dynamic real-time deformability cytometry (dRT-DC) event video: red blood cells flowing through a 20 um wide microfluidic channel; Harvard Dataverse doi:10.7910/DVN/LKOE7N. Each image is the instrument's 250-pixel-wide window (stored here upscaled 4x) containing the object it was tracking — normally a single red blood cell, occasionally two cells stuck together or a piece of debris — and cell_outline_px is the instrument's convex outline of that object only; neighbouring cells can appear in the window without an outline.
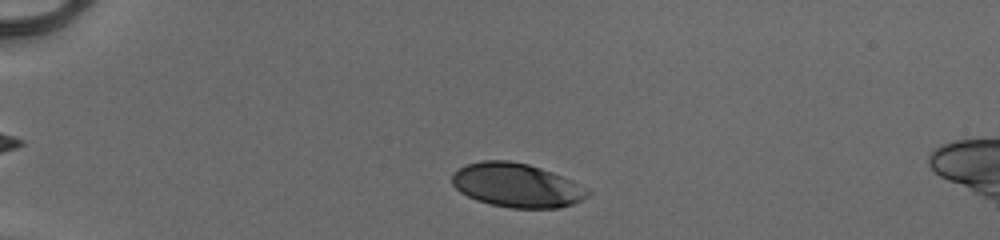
{"species": "human", "species_latin": "Homo sapiens", "temperature_condition": "cold", "stored_images_in_passage": 36, "camera_frame_rate_fps": 3000, "um_per_image_px": 0.085, "donor": {"sex": "male"}, "frame": {"image": 1, "passage_image": 5, "time_ms": 1.333, "image_size_px": [1000, 240], "cell_outline_px": [[592, 192], [588, 196], [572, 204], [560, 208], [508, 208], [488, 204], [476, 200], [460, 192], [452, 184], [452, 172], [464, 164], [480, 160], [508, 160], [528, 164], [552, 172]], "centroid_in_image_um": [43.84, 15.75], "position_along_channel_um": 41.2, "area_um2": 34.74}}
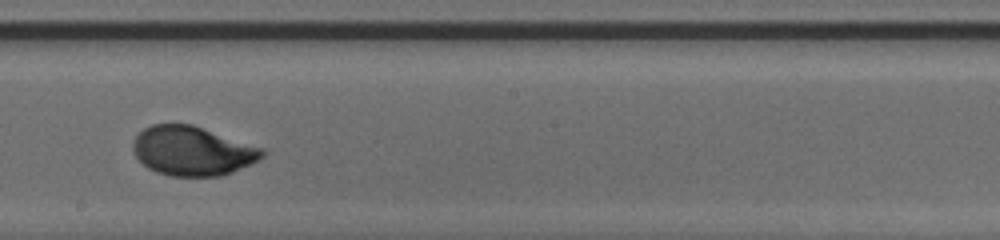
{"frame": {"image": 2, "passage_image": 23, "time_ms": 7.333, "image_size_px": [1000, 240], "cell_outline_px": [[264, 156], [260, 160], [252, 164], [232, 172], [220, 176], [168, 176], [156, 172], [148, 168], [136, 156], [132, 148], [132, 144], [136, 136], [144, 128], [152, 124], [192, 124], [264, 148]], "centroid_in_image_um": [16.37, 12.83], "position_along_channel_um": 231.8, "area_um2": 37.22}}
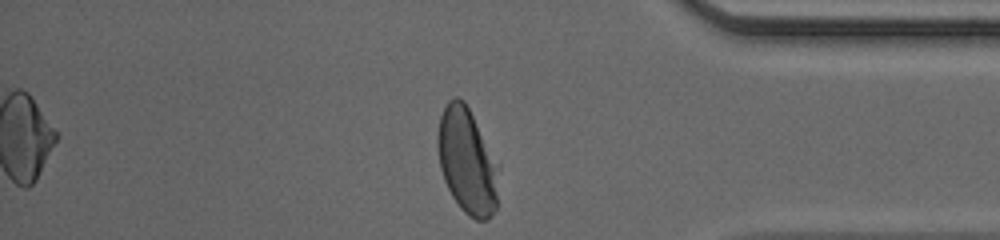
{"frame": {"image": 3, "passage_image": 36, "time_ms": 11.667, "image_size_px": [1000, 240], "cell_outline_px": [[500, 168], [496, 208], [488, 220], [476, 220], [468, 216], [460, 208], [452, 196], [444, 180], [440, 168], [436, 144], [436, 140], [440, 116], [448, 100], [456, 96], [464, 100], [500, 164]], "centroid_in_image_um": [39.72, 13.7], "position_along_channel_um": 395.5, "area_um2": 38.21}, "authors_computed_cell_mechanics": {"area_um2": 37.3099, "velocity_mm_per_s": 4.1185, "shape_relaxation_time_tau1_ms": 2.797, "shape_relaxation_time_tau2_ms": null, "deformation_change_tau1": 0.1532, "deformation_change_tau2": null}}